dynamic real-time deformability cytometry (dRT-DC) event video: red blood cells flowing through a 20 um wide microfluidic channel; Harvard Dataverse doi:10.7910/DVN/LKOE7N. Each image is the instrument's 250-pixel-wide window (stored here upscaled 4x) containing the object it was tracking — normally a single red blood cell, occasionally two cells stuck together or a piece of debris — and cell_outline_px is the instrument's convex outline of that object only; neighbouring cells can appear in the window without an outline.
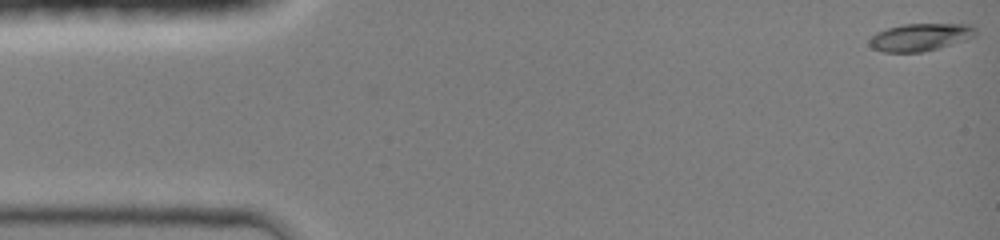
{"species": "common noctule bat (a hibernating species)", "species_latin": "Nyctalus noctula", "temperature_condition": "room temperature", "stored_images_in_passage": 7, "camera_frame_rate_fps": 3000, "um_per_image_px": 0.085, "animal": {"sex": "female", "body_mass_g": 19.0, "forearm_length_mm": 51.5}, "frame": {"image": 1, "passage_image": 1, "time_ms": 0.0, "image_size_px": [1000, 240], "cell_outline_px": [[976, 36], [964, 40], [936, 48], [920, 52], [884, 52], [872, 48], [868, 44], [868, 40], [876, 32], [888, 28], [904, 24], [972, 24], [976, 28]], "centroid_in_image_um": [78.2, 3.15], "position_along_channel_um": 6.8, "area_um2": 16.94}}